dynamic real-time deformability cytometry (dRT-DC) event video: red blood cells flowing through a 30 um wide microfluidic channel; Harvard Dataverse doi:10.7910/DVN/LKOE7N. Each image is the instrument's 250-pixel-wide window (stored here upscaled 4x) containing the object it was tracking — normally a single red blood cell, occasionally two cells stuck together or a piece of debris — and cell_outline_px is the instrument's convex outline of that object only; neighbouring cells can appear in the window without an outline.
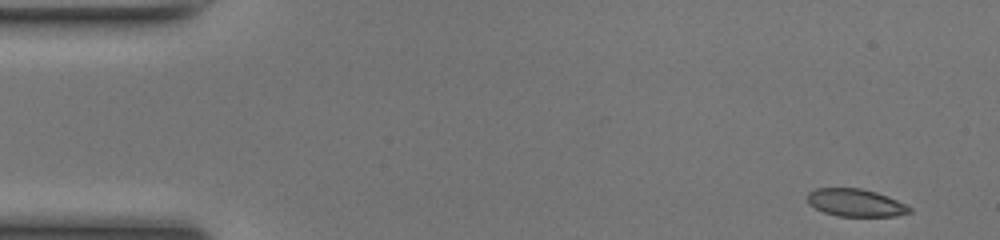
{"species": "common noctule bat (a hibernating species)", "species_latin": "Nyctalus noctula", "temperature_condition": "room temperature", "stored_images_in_passage": 47, "camera_frame_rate_fps": 3000, "um_per_image_px": 0.085, "animal": {"sex": "female", "body_mass_g": 17.0, "forearm_length_mm": 48.0}, "frame": {"image": 1, "passage_image": 1, "time_ms": 0.0, "image_size_px": [1000, 240], "cell_outline_px": [[912, 212], [896, 216], [836, 216], [824, 212], [808, 204], [808, 192], [816, 188], [860, 188], [876, 192], [888, 196], [912, 208]], "centroid_in_image_um": [72.72, 17.23], "position_along_channel_um": 12.3, "area_um2": 16.42}}
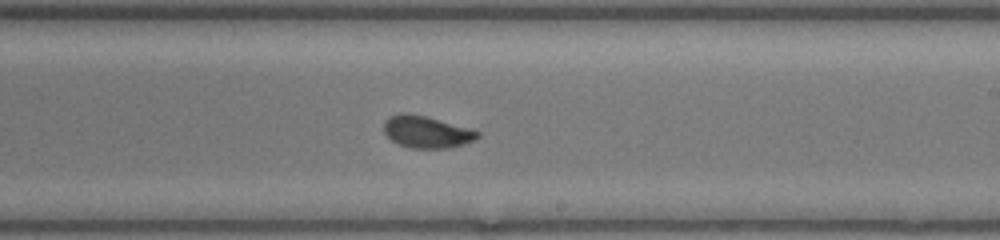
{"frame": {"image": 2, "passage_image": 27, "time_ms": 8.667, "image_size_px": [1000, 240], "cell_outline_px": [[480, 136], [464, 144], [448, 148], [412, 148], [400, 144], [392, 140], [384, 132], [384, 120], [388, 116], [400, 112], [408, 112], [424, 116], [480, 132]], "centroid_in_image_um": [36.2, 11.2], "position_along_channel_um": 252.8, "area_um2": 17.17}}
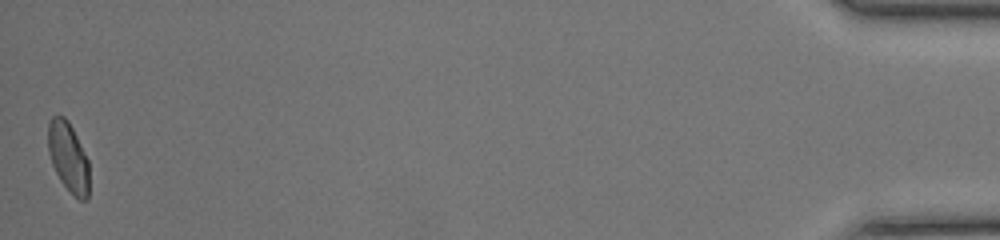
{"frame": {"image": 3, "passage_image": 47, "time_ms": 15.333, "image_size_px": [1000, 240], "cell_outline_px": [[88, 200], [80, 200], [60, 180], [52, 164], [48, 152], [48, 124], [52, 116], [64, 116], [68, 120], [88, 160]], "centroid_in_image_um": [5.79, 13.33], "position_along_channel_um": 429.4, "area_um2": 16.36}, "authors_computed_cell_mechanics": {"area_um2": 17.1666, "velocity_mm_per_s": 4.2046, "shape_relaxation_time_tau1_ms": 3.9974, "shape_relaxation_time_tau2_ms": null, "deformation_change_tau1": 0.1574, "deformation_change_tau2": null}}